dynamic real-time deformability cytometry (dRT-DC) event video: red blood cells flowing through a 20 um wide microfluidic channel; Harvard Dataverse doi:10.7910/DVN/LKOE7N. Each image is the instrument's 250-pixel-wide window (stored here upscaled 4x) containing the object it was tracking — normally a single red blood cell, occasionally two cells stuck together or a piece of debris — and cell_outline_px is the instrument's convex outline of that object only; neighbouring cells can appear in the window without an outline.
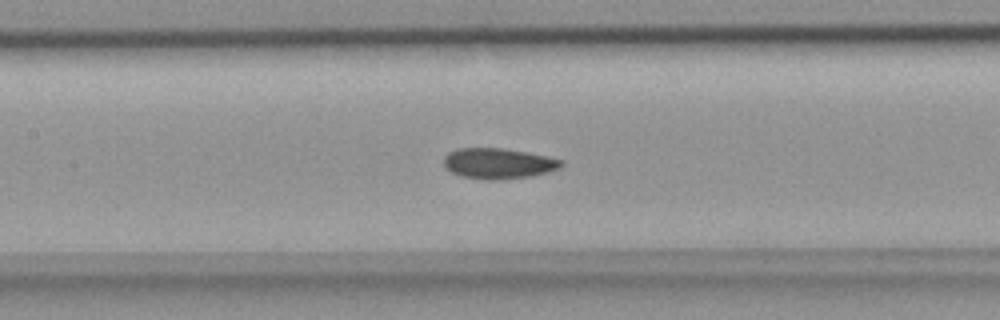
{"species": "common noctule bat (a hibernating species)", "species_latin": "Nyctalus noctula", "temperature_condition": "room temperature", "stored_images_in_passage": 47, "camera_frame_rate_fps": 3000, "um_per_image_px": 0.085, "animal": {"sex": "female", "body_mass_g": 18.4}, "frame": {"image": 1, "passage_image": 21, "time_ms": 6.667, "image_size_px": [1000, 320], "cell_outline_px": [[564, 164], [560, 168], [548, 172], [532, 176], [496, 180], [488, 180], [460, 176], [452, 172], [444, 164], [444, 156], [448, 152], [456, 148], [504, 148], [528, 152], [548, 156], [564, 160]], "centroid_in_image_um": [42.39, 13.88], "position_along_channel_um": 165.0, "area_um2": 21.15}}
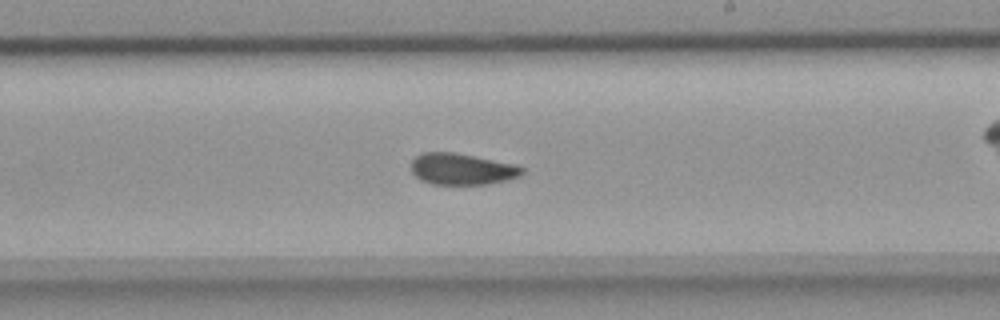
{"frame": {"image": 2, "passage_image": 27, "time_ms": 8.667, "image_size_px": [1000, 320], "cell_outline_px": [[524, 172], [520, 176], [508, 180], [488, 184], [432, 184], [420, 180], [412, 172], [412, 160], [420, 152], [456, 152], [516, 164], [524, 168]], "centroid_in_image_um": [39.28, 14.36], "position_along_channel_um": 249.7, "area_um2": 20.52}}
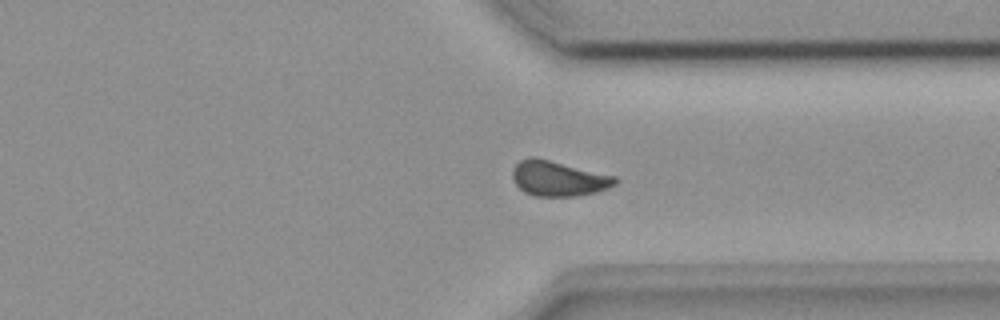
{"frame": {"image": 3, "passage_image": 35, "time_ms": 11.333, "image_size_px": [1000, 320], "cell_outline_px": [[616, 184], [608, 188], [596, 192], [576, 196], [536, 196], [524, 192], [516, 184], [512, 176], [512, 168], [520, 160], [528, 156], [536, 156], [616, 176]], "centroid_in_image_um": [47.44, 15.15], "position_along_channel_um": 364.0, "area_um2": 21.21}}